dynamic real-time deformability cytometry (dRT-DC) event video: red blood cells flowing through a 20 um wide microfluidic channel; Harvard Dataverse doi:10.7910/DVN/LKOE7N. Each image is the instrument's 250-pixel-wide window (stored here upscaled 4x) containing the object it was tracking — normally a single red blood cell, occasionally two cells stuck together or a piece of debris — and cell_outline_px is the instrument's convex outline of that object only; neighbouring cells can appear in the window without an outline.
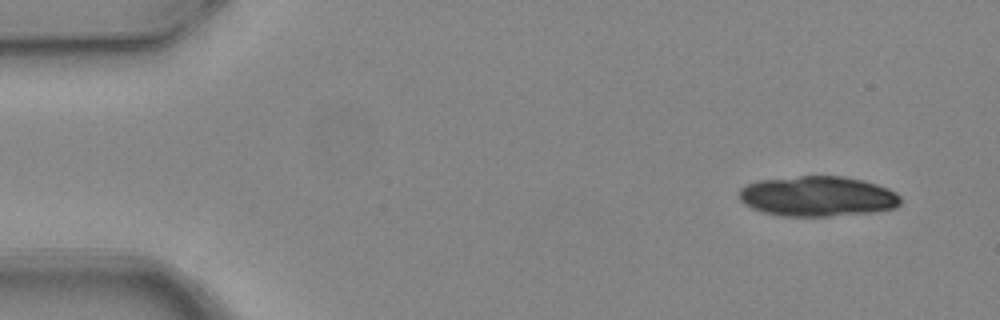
{"species": "common noctule bat (a hibernating species)", "species_latin": "Nyctalus noctula", "temperature_condition": "warm", "stored_images_in_passage": 4, "camera_frame_rate_fps": 3000, "um_per_image_px": 0.085, "animal": {"sex": "female", "body_mass_g": 24.6, "forearm_length_mm": 56.2}, "frame": {"image": 1, "passage_image": 1, "time_ms": 0.0, "image_size_px": [1000, 320], "cell_outline_px": [[900, 204], [896, 208], [876, 212], [828, 216], [780, 216], [764, 212], [752, 208], [744, 204], [740, 200], [740, 188], [748, 184], [760, 180], [800, 176], [844, 176], [864, 180], [888, 188], [896, 192], [900, 196]], "centroid_in_image_um": [69.53, 16.69], "position_along_channel_um": 15.5, "area_um2": 37.97}}